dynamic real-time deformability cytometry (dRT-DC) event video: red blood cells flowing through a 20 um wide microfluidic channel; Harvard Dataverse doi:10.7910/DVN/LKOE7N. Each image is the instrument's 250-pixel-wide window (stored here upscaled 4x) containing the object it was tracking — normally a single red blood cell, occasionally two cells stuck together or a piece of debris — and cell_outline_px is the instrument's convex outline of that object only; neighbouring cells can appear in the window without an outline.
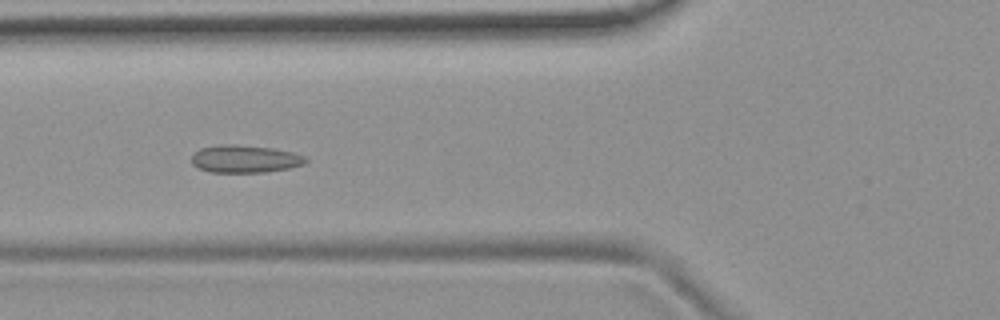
{"species": "common noctule bat (a hibernating species)", "species_latin": "Nyctalus noctula", "temperature_condition": "room temperature", "stored_images_in_passage": 53, "camera_frame_rate_fps": 3000, "um_per_image_px": 0.085, "animal": {"sex": "female", "body_mass_g": 19.9}, "frame": {"image": 1, "passage_image": 20, "time_ms": 6.333, "image_size_px": [1000, 320], "cell_outline_px": [[308, 160], [304, 164], [288, 168], [264, 172], [212, 172], [196, 168], [192, 164], [192, 152], [200, 148], [220, 144], [236, 144], [272, 148], [292, 152], [308, 156]], "centroid_in_image_um": [20.8, 13.5], "position_along_channel_um": 105.0, "area_um2": 18.55}}
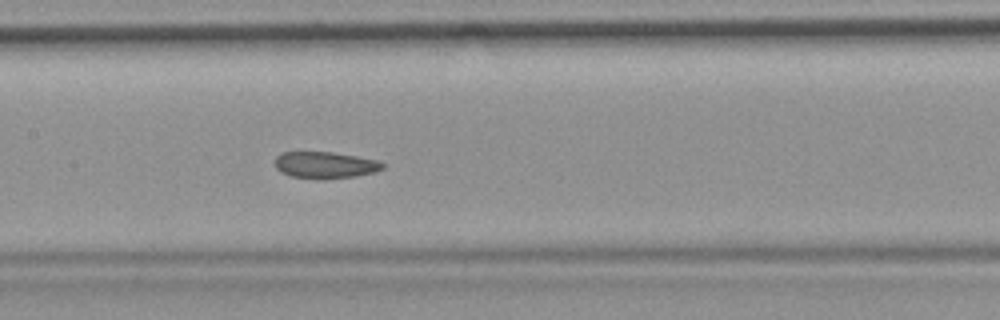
{"frame": {"image": 2, "passage_image": 26, "time_ms": 8.333, "image_size_px": [1000, 320], "cell_outline_px": [[384, 168], [376, 172], [356, 176], [324, 180], [320, 180], [292, 176], [280, 172], [276, 168], [276, 156], [280, 152], [332, 152], [356, 156], [376, 160], [384, 164]], "centroid_in_image_um": [27.63, 14.04], "position_along_channel_um": 179.8, "area_um2": 16.88}}
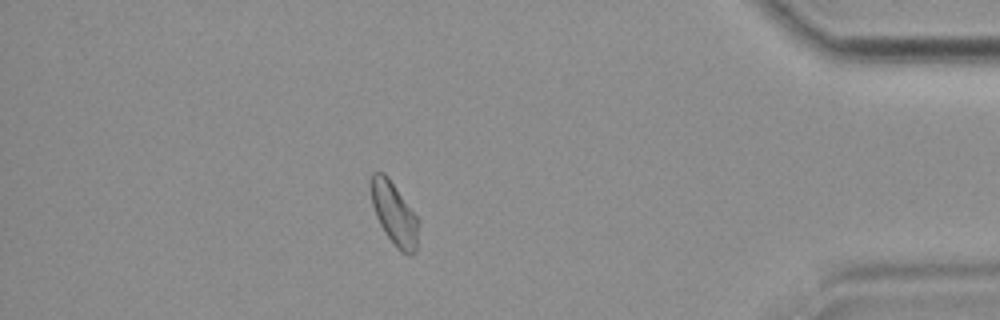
{"frame": {"image": 3, "passage_image": 47, "time_ms": 15.333, "image_size_px": [1000, 320], "cell_outline_px": [[416, 252], [412, 256], [408, 256], [400, 252], [396, 248], [384, 232], [376, 216], [372, 204], [368, 184], [372, 172], [384, 172], [388, 176], [416, 216]], "centroid_in_image_um": [33.44, 18.14], "position_along_channel_um": 401.8, "area_um2": 17.34}, "authors_computed_cell_mechanics": {"area_um2": 17.8024, "velocity_mm_per_s": 3.7451, "shape_relaxation_time_tau1_ms": null, "shape_relaxation_time_tau2_ms": 2.8785, "deformation_change_tau1": null, "deformation_change_tau2": 0.0615}}